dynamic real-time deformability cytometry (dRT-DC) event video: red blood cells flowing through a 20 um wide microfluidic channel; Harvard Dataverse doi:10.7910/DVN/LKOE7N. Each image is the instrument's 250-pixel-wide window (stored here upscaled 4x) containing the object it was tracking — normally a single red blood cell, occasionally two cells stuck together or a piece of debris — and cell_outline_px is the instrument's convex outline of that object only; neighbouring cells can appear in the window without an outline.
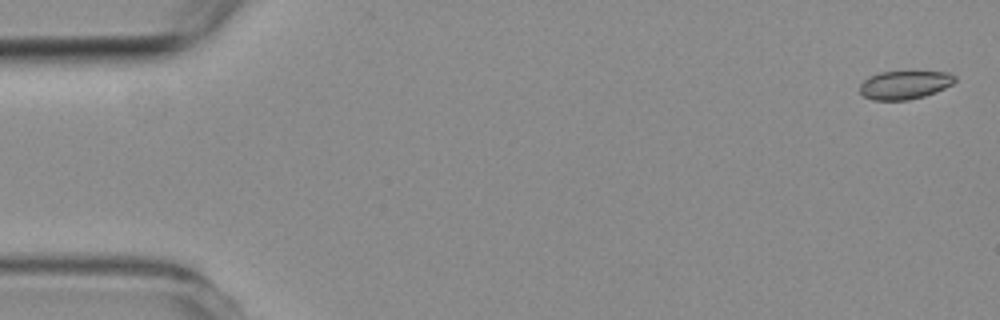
{"species": "common noctule bat (a hibernating species)", "species_latin": "Nyctalus noctula", "temperature_condition": "room temperature", "stored_images_in_passage": 5, "camera_frame_rate_fps": 3000, "um_per_image_px": 0.085, "animal": {"sex": "female", "body_mass_g": 19.3, "forearm_length_mm": 54.1}, "frame": {"image": 1, "passage_image": 1, "time_ms": 0.0, "image_size_px": [1000, 320], "cell_outline_px": [[956, 80], [952, 84], [936, 92], [924, 96], [908, 100], [872, 100], [864, 96], [860, 92], [860, 84], [868, 76], [880, 72], [948, 72], [956, 76]], "centroid_in_image_um": [76.88, 7.22], "position_along_channel_um": 8.1, "area_um2": 15.72}}
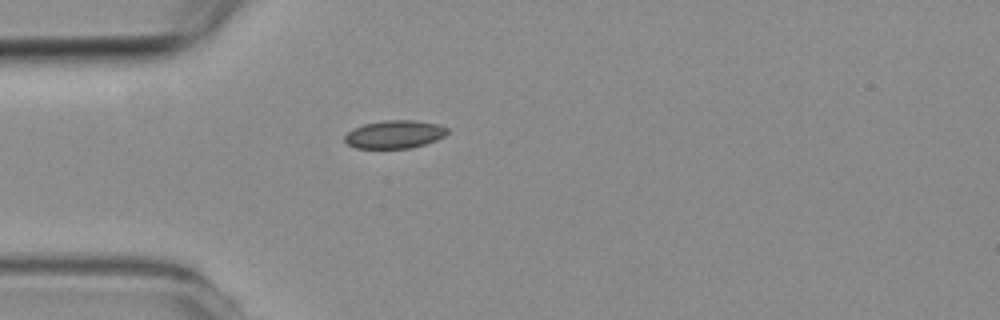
{"frame": {"image": 2, "passage_image": 5, "time_ms": 4.333, "image_size_px": [1000, 320], "cell_outline_px": [[448, 132], [444, 136], [436, 140], [412, 148], [356, 148], [348, 144], [344, 140], [344, 136], [352, 128], [364, 124], [388, 120], [416, 120], [440, 124], [448, 128]], "centroid_in_image_um": [33.55, 11.41], "position_along_channel_um": 51.4, "area_um2": 16.82}}